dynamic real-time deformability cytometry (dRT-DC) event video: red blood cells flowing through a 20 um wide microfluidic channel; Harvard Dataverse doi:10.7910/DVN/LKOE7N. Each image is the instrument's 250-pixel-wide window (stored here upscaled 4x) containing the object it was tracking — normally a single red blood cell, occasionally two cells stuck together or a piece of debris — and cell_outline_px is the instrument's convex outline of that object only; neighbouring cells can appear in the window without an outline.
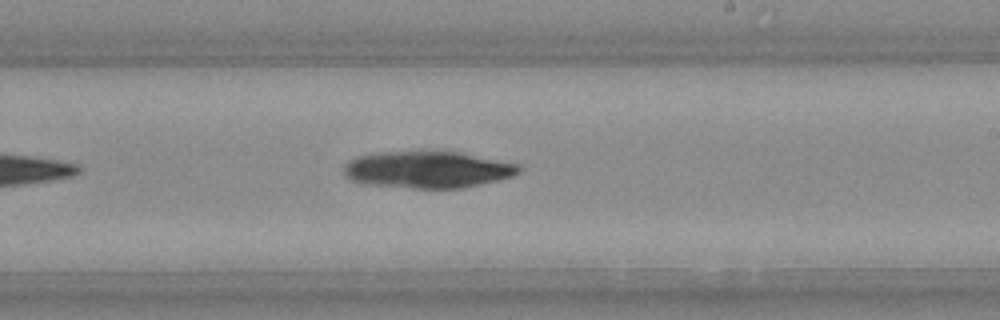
{"species": "Egyptian fruit bat (a non-hibernating species)", "species_latin": "Rousettus aegyptiacus", "temperature_condition": "warm", "stored_images_in_passage": 31, "camera_frame_rate_fps": 3000, "um_per_image_px": 0.085, "animal": {"sex": "female"}, "frame": {"image": 1, "passage_image": 19, "time_ms": 6.0, "image_size_px": [1000, 320], "cell_outline_px": [[520, 172], [512, 176], [496, 180], [460, 188], [412, 188], [368, 184], [352, 180], [344, 172], [344, 168], [348, 160], [360, 156], [380, 152], [460, 152], [520, 164]], "centroid_in_image_um": [36.37, 14.41], "position_along_channel_um": 252.6, "area_um2": 36.99}}
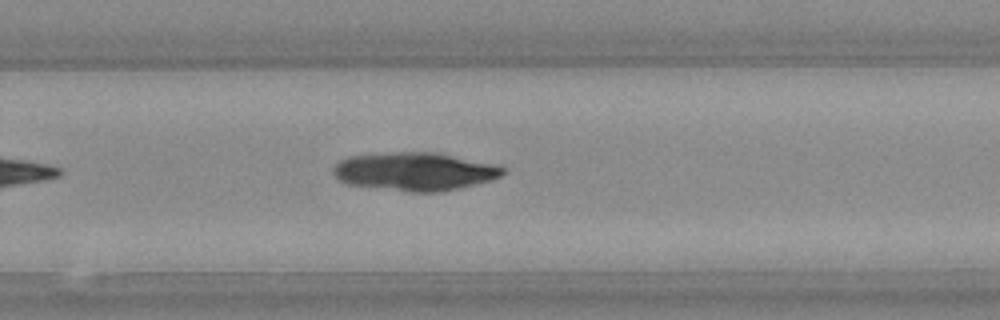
{"frame": {"image": 2, "passage_image": 21, "time_ms": 6.667, "image_size_px": [1000, 320], "cell_outline_px": [[504, 172], [500, 176], [488, 180], [456, 188], [436, 192], [412, 192], [348, 184], [340, 180], [332, 172], [332, 168], [340, 160], [348, 156], [392, 152], [436, 152], [500, 164], [504, 168]], "centroid_in_image_um": [35.25, 14.55], "position_along_channel_um": 294.6, "area_um2": 37.63}}